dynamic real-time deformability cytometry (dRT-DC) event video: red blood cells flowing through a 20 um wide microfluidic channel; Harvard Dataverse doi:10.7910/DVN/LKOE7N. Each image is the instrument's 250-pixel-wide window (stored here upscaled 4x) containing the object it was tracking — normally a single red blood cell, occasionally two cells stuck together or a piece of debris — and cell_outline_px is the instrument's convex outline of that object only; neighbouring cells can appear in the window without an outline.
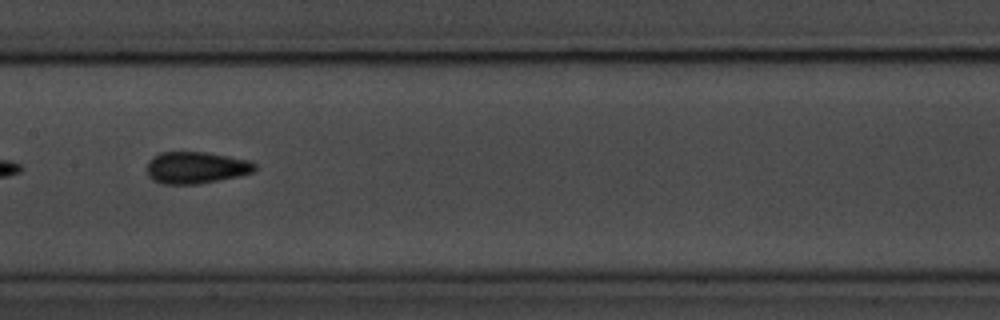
{"species": "common noctule bat (a hibernating species)", "species_latin": "Nyctalus noctula", "temperature_condition": "room temperature", "stored_images_in_passage": 21, "camera_frame_rate_fps": 3000, "um_per_image_px": 0.085, "animal": {"sex": "male", "body_mass_g": 20.1, "forearm_length_mm": 53.5}, "frame": {"image": 1, "passage_image": 12, "time_ms": 3.667, "image_size_px": [1000, 320], "cell_outline_px": [[256, 168], [252, 172], [240, 176], [200, 184], [160, 184], [152, 180], [148, 176], [148, 160], [152, 156], [160, 152], [204, 152], [228, 156], [248, 160], [256, 164]], "centroid_in_image_um": [16.64, 14.25], "position_along_channel_um": 190.8, "area_um2": 20.17}}
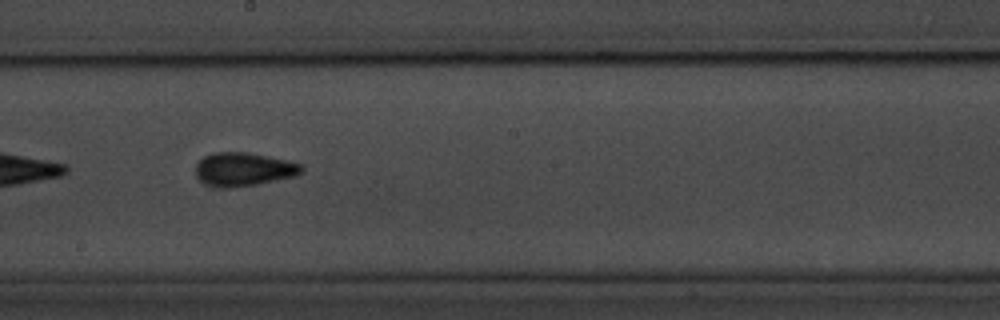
{"frame": {"image": 2, "passage_image": 15, "time_ms": 4.667, "image_size_px": [1000, 320], "cell_outline_px": [[304, 172], [296, 176], [256, 184], [228, 188], [224, 188], [208, 184], [200, 180], [196, 176], [196, 164], [204, 156], [212, 152], [244, 152], [288, 160], [304, 164]], "centroid_in_image_um": [20.75, 14.38], "position_along_channel_um": 227.5, "area_um2": 20.69}}